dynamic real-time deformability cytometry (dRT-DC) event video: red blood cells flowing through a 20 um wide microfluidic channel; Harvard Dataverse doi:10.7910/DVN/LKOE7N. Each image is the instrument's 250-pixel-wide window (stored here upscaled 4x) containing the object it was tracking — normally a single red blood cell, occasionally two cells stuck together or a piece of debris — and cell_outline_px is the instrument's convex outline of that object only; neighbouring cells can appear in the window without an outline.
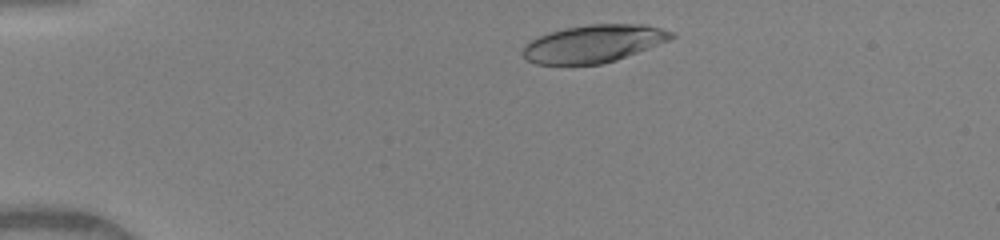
{"species": "human", "species_latin": "Homo sapiens", "temperature_condition": "warm", "stored_images_in_passage": 43, "camera_frame_rate_fps": 3000, "um_per_image_px": 0.085, "donor": {"sex": "female"}, "frame": {"image": 1, "passage_image": 4, "time_ms": 1.0, "image_size_px": [1000, 240], "cell_outline_px": [[676, 36], [668, 40], [648, 48], [616, 60], [600, 64], [536, 64], [524, 60], [520, 52], [524, 44], [528, 40], [564, 28], [588, 24], [644, 24], [676, 32]], "centroid_in_image_um": [50.4, 3.71], "position_along_channel_um": 34.6, "area_um2": 32.66}}
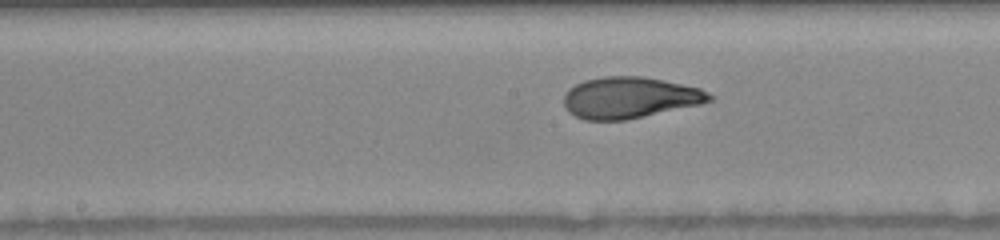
{"frame": {"image": 2, "passage_image": 20, "time_ms": 6.333, "image_size_px": [1000, 240], "cell_outline_px": [[716, 100], [700, 104], [628, 120], [584, 120], [568, 112], [564, 104], [564, 92], [568, 88], [584, 80], [604, 76], [644, 76], [700, 88], [716, 96]], "centroid_in_image_um": [53.54, 8.3], "position_along_channel_um": 194.7, "area_um2": 35.37}}
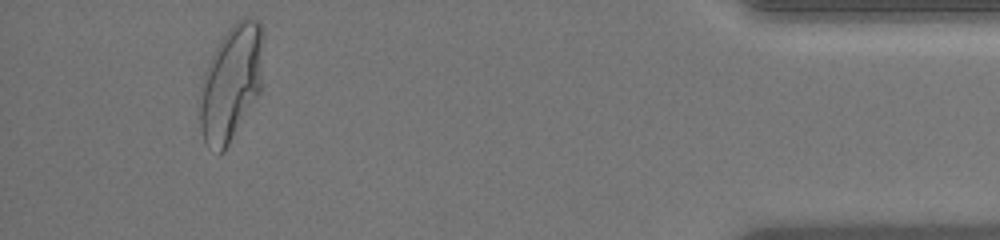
{"frame": {"image": 3, "passage_image": 40, "time_ms": 13.0, "image_size_px": [1000, 240], "cell_outline_px": [[264, 36], [260, 92], [224, 152], [220, 152], [208, 148], [204, 140], [200, 128], [200, 84], [204, 72], [220, 40], [228, 28], [236, 20], [244, 16], [248, 16], [260, 20], [264, 28]], "centroid_in_image_um": [19.66, 6.98], "position_along_channel_um": 415.5, "area_um2": 43.18}, "authors_computed_cell_mechanics": {"area_um2": 35.0846, "velocity_mm_per_s": 4.1044, "shape_relaxation_time_tau1_ms": 3.9586, "shape_relaxation_time_tau2_ms": 0.6762, "deformation_change_tau1": 0.1987, "deformation_change_tau2": 0.0662}}